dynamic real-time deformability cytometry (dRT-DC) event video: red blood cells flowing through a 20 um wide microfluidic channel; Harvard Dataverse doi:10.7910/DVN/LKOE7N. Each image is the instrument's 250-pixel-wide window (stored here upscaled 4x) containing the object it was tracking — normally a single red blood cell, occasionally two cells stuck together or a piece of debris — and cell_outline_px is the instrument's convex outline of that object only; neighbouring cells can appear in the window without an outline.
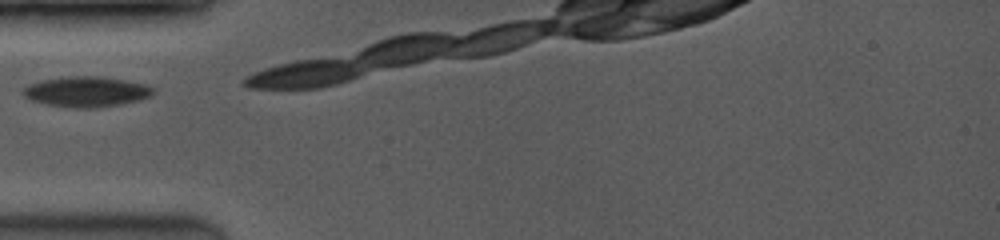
{"species": "common noctule bat (a hibernating species)", "species_latin": "Nyctalus noctula", "temperature_condition": "room temperature", "stored_images_in_passage": 3, "camera_frame_rate_fps": 3500, "um_per_image_px": 0.085, "animal": {"sex": "female", "body_mass_g": 19.0, "forearm_length_mm": 53.3}, "frame": {"image": 1, "passage_image": 1, "time_ms": 0.0, "image_size_px": [1000, 240], "cell_outline_px": [[156, 92], [152, 96], [140, 100], [120, 104], [96, 108], [76, 108], [48, 104], [32, 100], [24, 96], [20, 92], [20, 88], [28, 84], [40, 80], [64, 76], [100, 76], [124, 80], [144, 84], [152, 88]], "centroid_in_image_um": [7.3, 7.78], "position_along_channel_um": 77.7, "area_um2": 23.24}}